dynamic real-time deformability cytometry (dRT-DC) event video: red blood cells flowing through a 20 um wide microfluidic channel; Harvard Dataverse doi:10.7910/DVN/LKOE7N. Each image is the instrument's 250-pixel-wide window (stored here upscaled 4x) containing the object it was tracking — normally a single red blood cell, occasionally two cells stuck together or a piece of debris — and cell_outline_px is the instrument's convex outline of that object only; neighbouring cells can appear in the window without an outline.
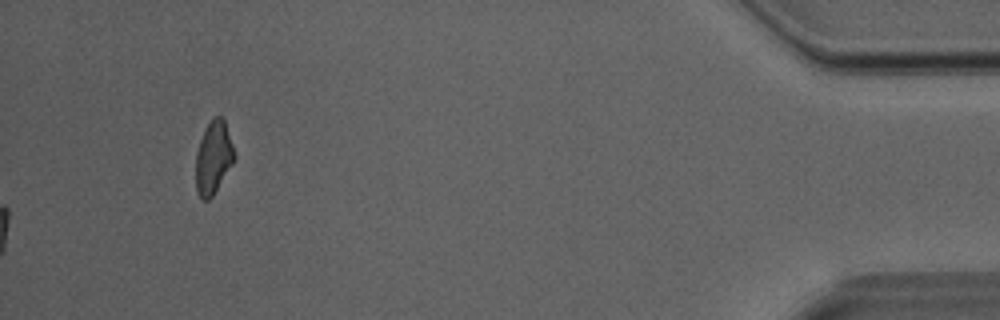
{"species": "Egyptian fruit bat (a non-hibernating species)", "species_latin": "Rousettus aegyptiacus", "temperature_condition": "room temperature", "stored_images_in_passage": 38, "camera_frame_rate_fps": 3000, "um_per_image_px": 0.085, "animal": {"sex": "male"}, "frame": {"image": 1, "passage_image": 38, "time_ms": 12.333, "image_size_px": [1000, 320], "cell_outline_px": [[236, 160], [212, 196], [208, 200], [204, 200], [196, 192], [196, 152], [200, 140], [208, 124], [216, 116], [220, 116], [224, 120], [236, 156]], "centroid_in_image_um": [18.15, 13.43], "position_along_channel_um": 417.1, "area_um2": 16.18}}